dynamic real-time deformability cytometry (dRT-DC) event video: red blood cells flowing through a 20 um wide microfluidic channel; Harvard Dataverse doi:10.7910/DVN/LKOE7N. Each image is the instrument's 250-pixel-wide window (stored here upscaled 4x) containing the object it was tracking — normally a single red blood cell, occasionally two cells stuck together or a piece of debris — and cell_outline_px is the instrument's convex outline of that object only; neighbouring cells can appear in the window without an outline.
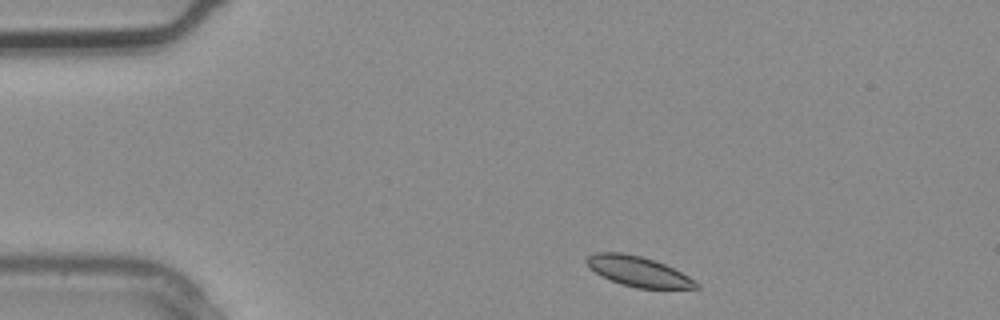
{"species": "common noctule bat (a hibernating species)", "species_latin": "Nyctalus noctula", "temperature_condition": "warm", "stored_images_in_passage": 2, "camera_frame_rate_fps": 3000, "um_per_image_px": 0.085, "animal": {"sex": "male", "body_mass_g": 20.4}, "frame": {"image": 1, "passage_image": 1, "time_ms": 0.0, "image_size_px": [1000, 320], "cell_outline_px": [[700, 288], [636, 288], [620, 284], [588, 268], [584, 260], [588, 256], [596, 252], [620, 252], [640, 256], [656, 260], [696, 280], [700, 284]], "centroid_in_image_um": [54.24, 23.06], "position_along_channel_um": 30.8, "area_um2": 19.13}}